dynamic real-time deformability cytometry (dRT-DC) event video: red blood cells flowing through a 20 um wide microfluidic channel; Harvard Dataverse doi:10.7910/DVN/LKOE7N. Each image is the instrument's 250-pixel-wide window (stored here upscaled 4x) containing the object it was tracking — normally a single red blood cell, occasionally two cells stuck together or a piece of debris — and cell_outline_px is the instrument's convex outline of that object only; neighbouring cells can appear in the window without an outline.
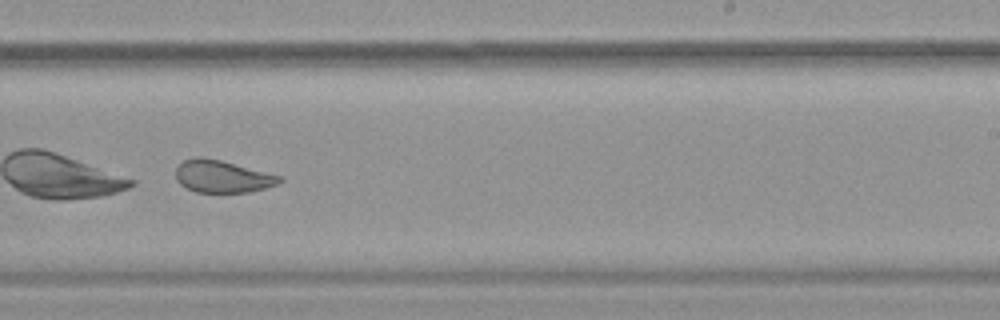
{"species": "common noctule bat (a hibernating species)", "species_latin": "Nyctalus noctula", "temperature_condition": "warm", "stored_images_in_passage": 39, "camera_frame_rate_fps": 3000, "um_per_image_px": 0.085, "animal": {"sex": "female", "body_mass_g": 19.9}, "frame": {"image": 1, "passage_image": 23, "time_ms": 7.333, "image_size_px": [1000, 320], "cell_outline_px": [[284, 180], [280, 184], [252, 192], [196, 192], [180, 184], [176, 180], [176, 168], [184, 160], [196, 156], [200, 156], [220, 160], [284, 176]], "centroid_in_image_um": [18.96, 15.0], "position_along_channel_um": 270.0, "area_um2": 19.77}, "authors_computed_cell_mechanics": {"area_um2": 22.1952, "velocity_mm_per_s": 3.7692, "shape_relaxation_time_tau1_ms": 2.132, "shape_relaxation_time_tau2_ms": 1.7216, "deformation_change_tau1": 0.2193, "deformation_change_tau2": 0.0528}}